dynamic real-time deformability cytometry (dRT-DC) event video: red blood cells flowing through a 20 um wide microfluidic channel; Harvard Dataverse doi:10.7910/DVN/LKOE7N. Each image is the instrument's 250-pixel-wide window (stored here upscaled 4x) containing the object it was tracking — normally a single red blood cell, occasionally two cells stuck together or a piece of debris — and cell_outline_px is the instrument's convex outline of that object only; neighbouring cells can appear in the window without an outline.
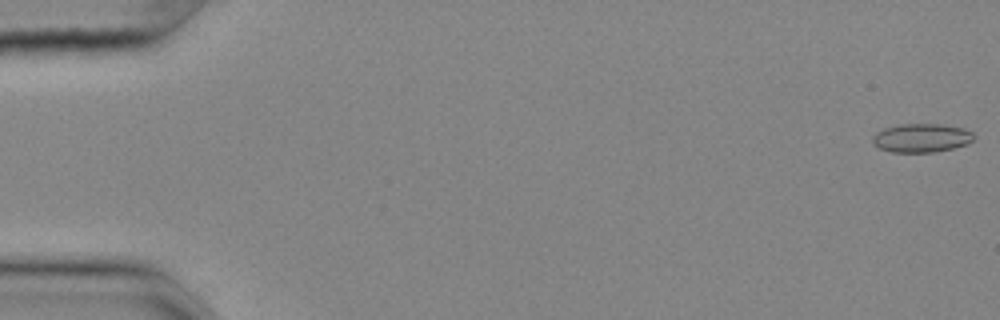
{"species": "common noctule bat (a hibernating species)", "species_latin": "Nyctalus noctula", "temperature_condition": "cold", "stored_images_in_passage": 56, "camera_frame_rate_fps": 3000, "um_per_image_px": 0.085, "animal": {"sex": "female", "body_mass_g": 25.1}, "frame": {"image": 1, "passage_image": 1, "time_ms": 0.0, "image_size_px": [1000, 320], "cell_outline_px": [[976, 136], [968, 144], [936, 152], [892, 152], [880, 148], [872, 144], [872, 136], [876, 132], [884, 128], [900, 124], [940, 124], [964, 128], [972, 132]], "centroid_in_image_um": [78.32, 11.72], "position_along_channel_um": 6.7, "area_um2": 17.05}}
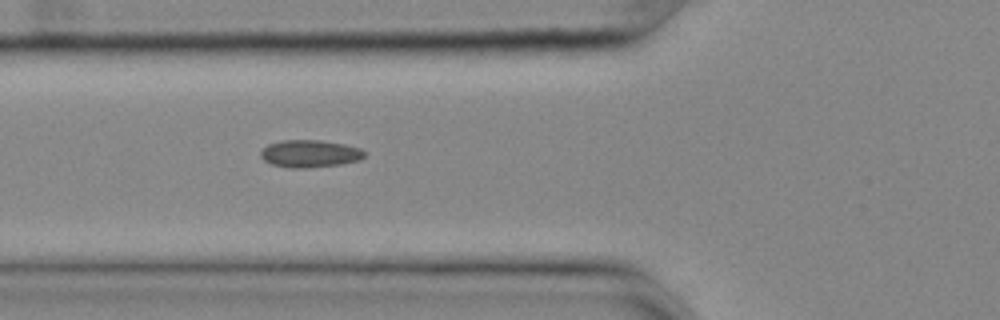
{"frame": {"image": 2, "passage_image": 21, "time_ms": 6.667, "image_size_px": [1000, 320], "cell_outline_px": [[364, 156], [360, 160], [340, 164], [308, 168], [288, 168], [272, 164], [264, 160], [260, 156], [260, 152], [268, 144], [284, 140], [320, 140], [344, 144], [360, 148], [364, 152]], "centroid_in_image_um": [26.32, 13.06], "position_along_channel_um": 99.5, "area_um2": 16.53}}
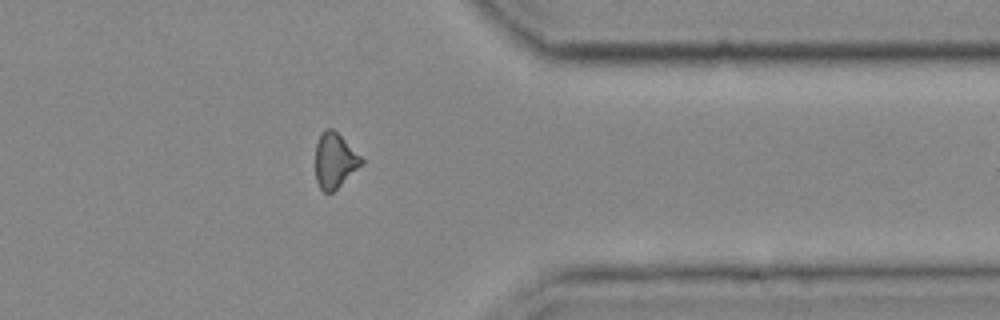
{"frame": {"image": 3, "passage_image": 45, "time_ms": 14.667, "image_size_px": [1000, 320], "cell_outline_px": [[364, 164], [332, 192], [324, 192], [320, 188], [316, 180], [316, 144], [320, 132], [324, 128], [332, 128], [364, 160]], "centroid_in_image_um": [28.44, 13.64], "position_along_channel_um": 383.0, "area_um2": 14.62}, "authors_computed_cell_mechanics": {"area_um2": 15.7216, "velocity_mm_per_s": 3.6639, "shape_relaxation_time_tau1_ms": null, "shape_relaxation_time_tau2_ms": 3.0482, "deformation_change_tau1": null, "deformation_change_tau2": 0.0989}}